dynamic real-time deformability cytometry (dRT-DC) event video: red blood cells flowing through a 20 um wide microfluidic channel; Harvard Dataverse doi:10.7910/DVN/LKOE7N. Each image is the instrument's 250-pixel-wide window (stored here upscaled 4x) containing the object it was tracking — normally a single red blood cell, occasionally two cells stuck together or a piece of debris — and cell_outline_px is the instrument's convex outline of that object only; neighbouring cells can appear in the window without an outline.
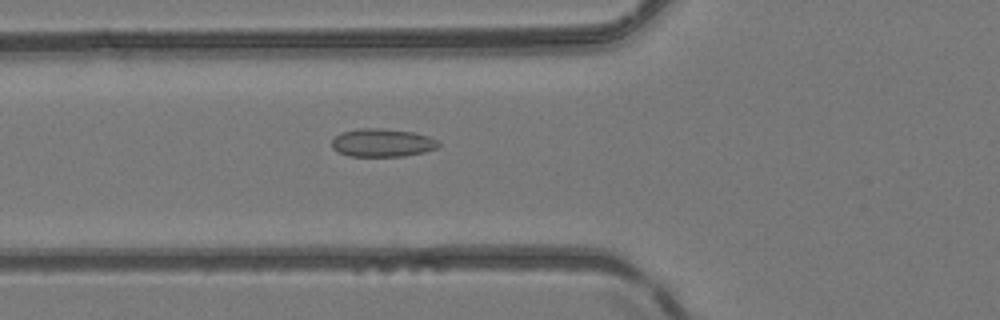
{"species": "common noctule bat (a hibernating species)", "species_latin": "Nyctalus noctula", "temperature_condition": "room temperature", "stored_images_in_passage": 51, "camera_frame_rate_fps": 3000, "um_per_image_px": 0.085, "animal": {"sex": "female", "body_mass_g": 24.6, "forearm_length_mm": 56.2}, "frame": {"image": 1, "passage_image": 20, "time_ms": 6.333, "image_size_px": [1000, 320], "cell_outline_px": [[440, 144], [436, 148], [424, 152], [404, 156], [348, 156], [336, 152], [332, 148], [332, 140], [340, 132], [360, 128], [380, 128], [412, 132], [428, 136], [436, 140]], "centroid_in_image_um": [32.45, 12.14], "position_along_channel_um": 93.4, "area_um2": 17.51}}
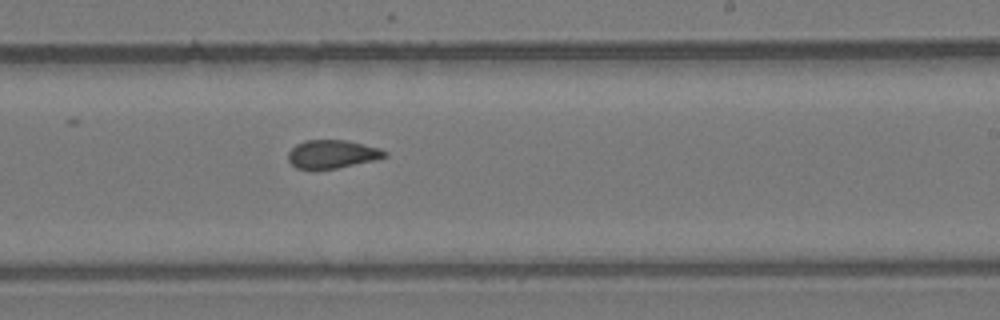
{"frame": {"image": 2, "passage_image": 32, "time_ms": 10.333, "image_size_px": [1000, 320], "cell_outline_px": [[388, 156], [376, 160], [316, 172], [312, 172], [296, 168], [288, 160], [288, 152], [296, 144], [304, 140], [348, 140], [380, 148], [388, 152]], "centroid_in_image_um": [28.22, 13.13], "position_along_channel_um": 260.8, "area_um2": 16.53}}
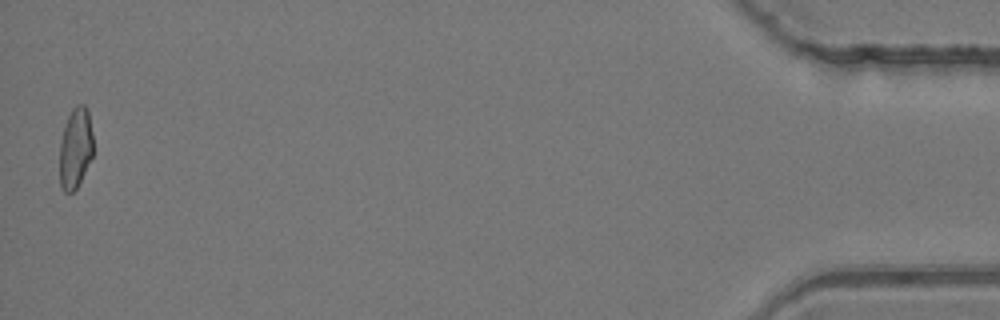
{"frame": {"image": 3, "passage_image": 51, "time_ms": 16.667, "image_size_px": [1000, 320], "cell_outline_px": [[92, 156], [76, 188], [72, 192], [64, 192], [60, 188], [60, 144], [64, 128], [68, 116], [72, 108], [76, 104], [84, 104], [88, 108], [92, 132]], "centroid_in_image_um": [6.41, 12.55], "position_along_channel_um": 428.8, "area_um2": 15.66}, "authors_computed_cell_mechanics": {"area_um2": 16.7042, "velocity_mm_per_s": 4.1796, "shape_relaxation_time_tau1_ms": null, "shape_relaxation_time_tau2_ms": 1.3134, "deformation_change_tau1": null, "deformation_change_tau2": 0.0704}}